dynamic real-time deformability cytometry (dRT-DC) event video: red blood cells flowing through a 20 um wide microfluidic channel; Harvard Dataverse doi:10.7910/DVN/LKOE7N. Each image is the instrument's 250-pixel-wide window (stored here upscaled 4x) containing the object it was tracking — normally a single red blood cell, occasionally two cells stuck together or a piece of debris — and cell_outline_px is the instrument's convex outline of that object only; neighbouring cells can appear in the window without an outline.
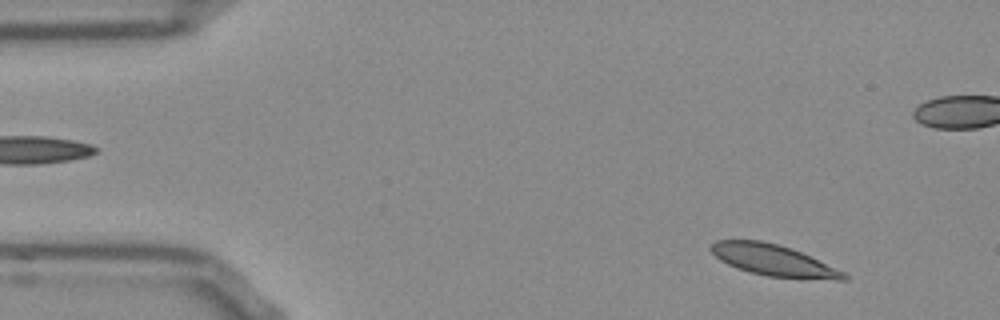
{"species": "Egyptian fruit bat (a non-hibernating species)", "species_latin": "Rousettus aegyptiacus", "temperature_condition": "room temperature", "stored_images_in_passage": 52, "camera_frame_rate_fps": 3000, "um_per_image_px": 0.085, "frame": {"image": 1, "passage_image": 4, "time_ms": 1.0, "image_size_px": [1000, 320], "cell_outline_px": [[848, 280], [836, 280], [768, 276], [736, 268], [720, 260], [708, 248], [716, 240], [760, 240], [776, 244], [800, 252], [844, 272], [848, 276]], "centroid_in_image_um": [65.71, 22.12], "position_along_channel_um": 19.3, "area_um2": 23.7}}
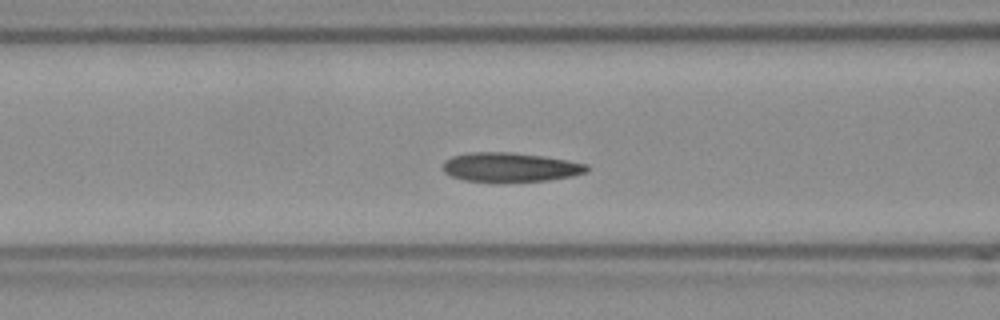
{"frame": {"image": 2, "passage_image": 19, "time_ms": 6.0, "image_size_px": [1000, 320], "cell_outline_px": [[588, 172], [572, 176], [548, 180], [464, 180], [452, 176], [444, 172], [444, 160], [452, 156], [472, 152], [512, 152], [544, 156], [568, 160], [588, 164]], "centroid_in_image_um": [43.4, 14.18], "position_along_channel_um": 123.2, "area_um2": 23.99}}
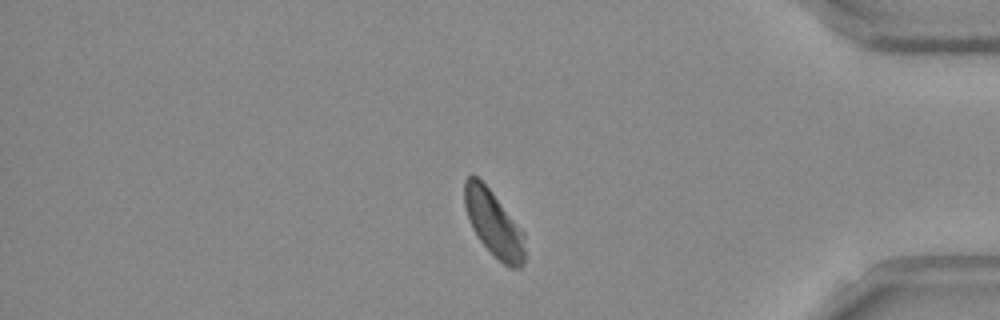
{"frame": {"image": 3, "passage_image": 43, "time_ms": 14.0, "image_size_px": [1000, 320], "cell_outline_px": [[524, 264], [520, 268], [508, 268], [480, 240], [472, 228], [464, 204], [464, 180], [468, 176], [476, 176], [492, 192], [524, 232]], "centroid_in_image_um": [41.97, 19.0], "position_along_channel_um": 393.2, "area_um2": 22.72}, "authors_computed_cell_mechanics": {"area_um2": 24.0448, "velocity_mm_per_s": 3.7729, "shape_relaxation_time_tau1_ms": 8.2625, "shape_relaxation_time_tau2_ms": 4.9668, "deformation_change_tau1": 0.1567, "deformation_change_tau2": 0.0774}}